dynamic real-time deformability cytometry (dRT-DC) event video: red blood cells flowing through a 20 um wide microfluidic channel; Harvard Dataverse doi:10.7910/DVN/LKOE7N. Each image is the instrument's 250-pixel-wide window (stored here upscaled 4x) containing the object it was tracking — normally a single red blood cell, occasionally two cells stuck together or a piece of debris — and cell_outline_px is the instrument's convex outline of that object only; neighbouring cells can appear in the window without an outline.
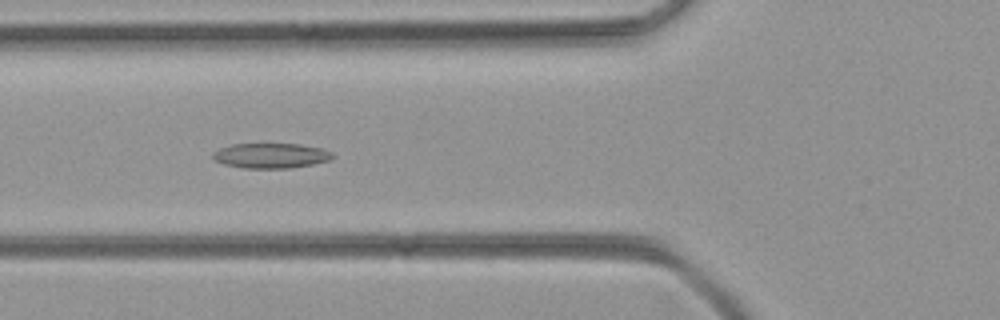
{"species": "common noctule bat (a hibernating species)", "species_latin": "Nyctalus noctula", "temperature_condition": "room temperature", "stored_images_in_passage": 50, "camera_frame_rate_fps": 3000, "um_per_image_px": 0.085, "animal": {"sex": "female", "body_mass_g": 21.9}, "frame": {"image": 1, "passage_image": 18, "time_ms": 5.667, "image_size_px": [1000, 320], "cell_outline_px": [[336, 156], [332, 160], [312, 164], [288, 168], [244, 168], [224, 164], [216, 160], [212, 156], [212, 152], [220, 148], [232, 144], [300, 144], [324, 148], [332, 152]], "centroid_in_image_um": [23.08, 13.22], "position_along_channel_um": 102.7, "area_um2": 17.57}}
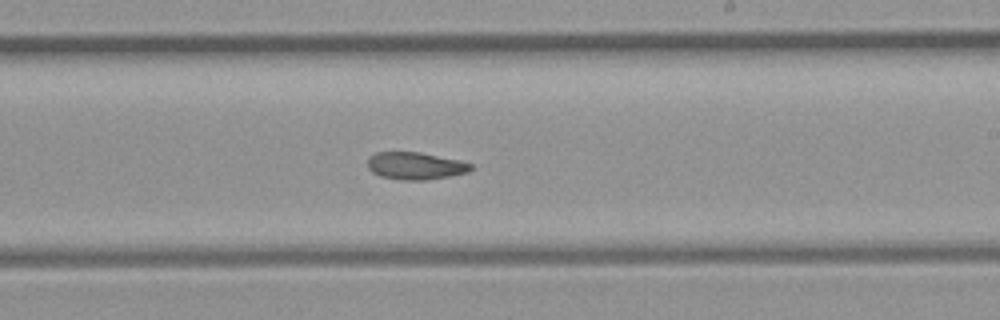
{"frame": {"image": 2, "passage_image": 29, "time_ms": 9.333, "image_size_px": [1000, 320], "cell_outline_px": [[472, 168], [468, 172], [448, 176], [424, 180], [404, 180], [380, 176], [372, 172], [368, 168], [368, 156], [376, 152], [420, 152], [460, 160], [472, 164]], "centroid_in_image_um": [35.29, 14.08], "position_along_channel_um": 253.7, "area_um2": 16.42}}
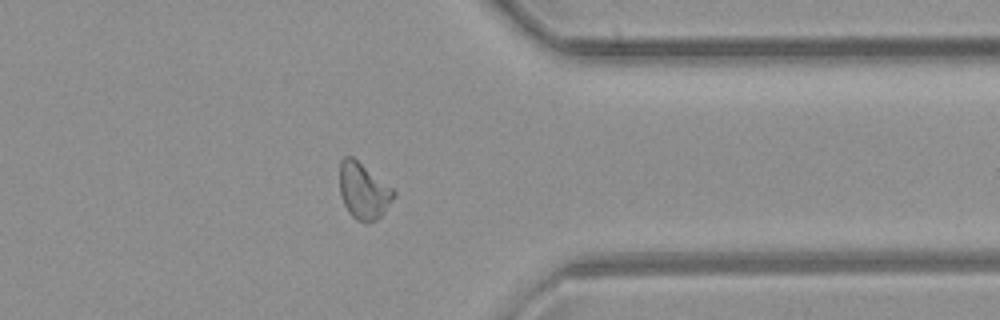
{"frame": {"image": 3, "passage_image": 39, "time_ms": 12.667, "image_size_px": [1000, 320], "cell_outline_px": [[396, 192], [384, 212], [376, 220], [368, 224], [356, 220], [348, 212], [344, 204], [340, 192], [340, 160], [344, 156], [352, 156], [392, 188]], "centroid_in_image_um": [30.87, 16.25], "position_along_channel_um": 380.5, "area_um2": 17.51}}